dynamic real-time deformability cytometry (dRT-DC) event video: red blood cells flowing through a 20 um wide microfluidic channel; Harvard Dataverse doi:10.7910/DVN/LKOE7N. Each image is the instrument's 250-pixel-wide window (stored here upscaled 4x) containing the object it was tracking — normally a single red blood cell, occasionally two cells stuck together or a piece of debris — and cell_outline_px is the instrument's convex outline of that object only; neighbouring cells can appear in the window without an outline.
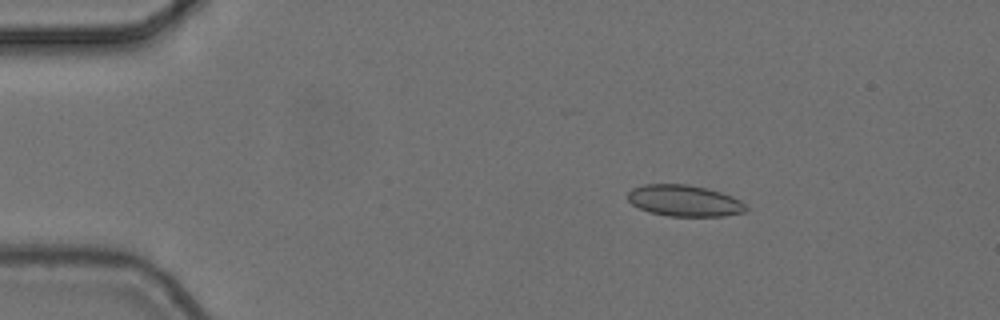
{"species": "common noctule bat (a hibernating species)", "species_latin": "Nyctalus noctula", "temperature_condition": "cold", "stored_images_in_passage": 5, "camera_frame_rate_fps": 3000, "um_per_image_px": 0.085, "animal": {"sex": "female", "body_mass_g": 24.6, "forearm_length_mm": 56.2}, "frame": {"image": 1, "passage_image": 3, "time_ms": 0.667, "image_size_px": [1000, 320], "cell_outline_px": [[748, 208], [744, 212], [724, 216], [668, 216], [648, 212], [632, 204], [628, 200], [628, 192], [632, 188], [644, 184], [688, 184], [708, 188], [732, 196], [740, 200]], "centroid_in_image_um": [58.16, 17.06], "position_along_channel_um": 26.8, "area_um2": 21.68}}